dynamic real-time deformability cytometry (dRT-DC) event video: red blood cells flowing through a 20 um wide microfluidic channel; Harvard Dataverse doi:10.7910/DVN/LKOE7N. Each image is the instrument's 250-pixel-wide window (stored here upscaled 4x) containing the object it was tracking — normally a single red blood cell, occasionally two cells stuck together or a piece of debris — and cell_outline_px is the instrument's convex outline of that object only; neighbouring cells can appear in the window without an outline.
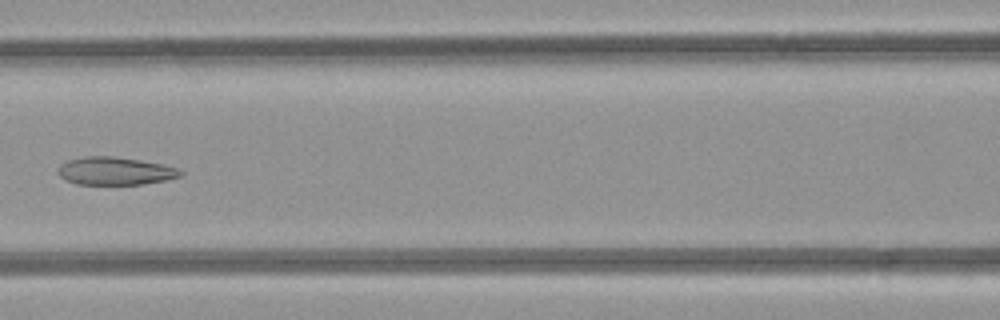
{"species": "common noctule bat (a hibernating species)", "species_latin": "Nyctalus noctula", "temperature_condition": "room temperature", "stored_images_in_passage": 7, "camera_frame_rate_fps": 3000, "um_per_image_px": 0.085, "animal": {"sex": "female", "body_mass_g": 21.9}, "frame": {"image": 1, "passage_image": 7, "time_ms": 6.667, "image_size_px": [1000, 320], "cell_outline_px": [[184, 172], [180, 176], [164, 180], [144, 184], [76, 184], [60, 176], [56, 172], [60, 164], [68, 160], [84, 156], [112, 156], [140, 160], [164, 164], [176, 168]], "centroid_in_image_um": [9.76, 14.53], "position_along_channel_um": 156.8, "area_um2": 19.83}}